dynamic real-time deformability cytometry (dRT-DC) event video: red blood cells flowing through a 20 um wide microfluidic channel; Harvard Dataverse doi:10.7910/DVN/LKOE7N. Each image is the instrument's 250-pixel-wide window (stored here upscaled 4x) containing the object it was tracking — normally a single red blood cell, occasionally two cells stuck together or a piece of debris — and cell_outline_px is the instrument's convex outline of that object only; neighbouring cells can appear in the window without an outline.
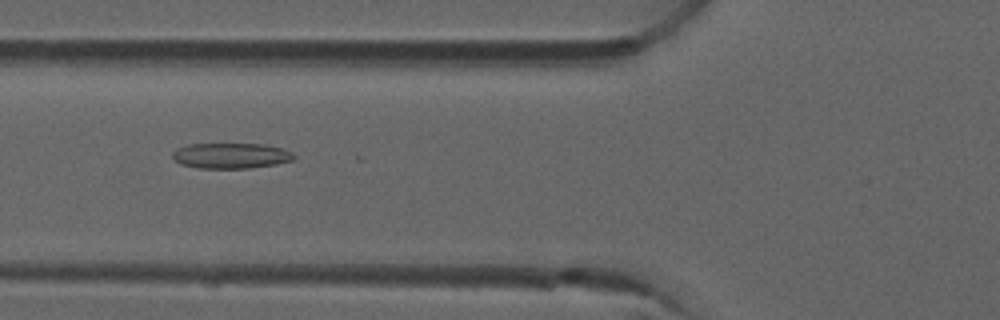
{"species": "common noctule bat (a hibernating species)", "species_latin": "Nyctalus noctula", "temperature_condition": "room temperature", "stored_images_in_passage": 7, "camera_frame_rate_fps": 3000, "um_per_image_px": 0.085, "animal": {"sex": "male", "forearm_length_mm": 52.5}, "frame": {"image": 1, "passage_image": 5, "time_ms": 1.333, "image_size_px": [1000, 320], "cell_outline_px": [[296, 156], [292, 160], [276, 164], [248, 168], [196, 168], [180, 164], [172, 160], [172, 152], [176, 148], [188, 144], [264, 144], [284, 148], [292, 152]], "centroid_in_image_um": [19.6, 13.23], "position_along_channel_um": 106.2, "area_um2": 18.26}}